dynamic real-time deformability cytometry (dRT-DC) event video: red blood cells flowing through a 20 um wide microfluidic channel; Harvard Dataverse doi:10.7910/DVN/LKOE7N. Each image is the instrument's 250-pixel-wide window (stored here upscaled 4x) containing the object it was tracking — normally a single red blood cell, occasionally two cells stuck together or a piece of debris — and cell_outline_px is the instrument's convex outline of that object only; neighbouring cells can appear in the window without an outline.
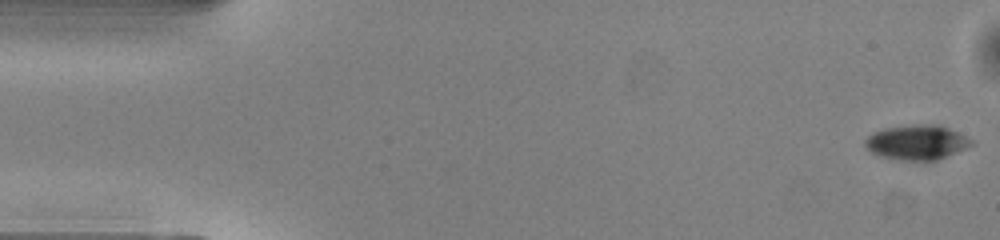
{"species": "common noctule bat (a hibernating species)", "species_latin": "Nyctalus noctula", "temperature_condition": "warm", "stored_images_in_passage": 50, "camera_frame_rate_fps": 3000, "um_per_image_px": 0.085, "animal": {"sex": "male", "body_mass_g": 13.0, "forearm_length_mm": 53.1}, "frame": {"image": 1, "passage_image": 1, "time_ms": 0.0, "image_size_px": [1000, 240], "cell_outline_px": [[976, 144], [936, 160], [896, 160], [880, 156], [872, 152], [864, 144], [864, 140], [872, 132], [884, 128], [916, 124], [940, 124], [972, 140]], "centroid_in_image_um": [77.91, 12.09], "position_along_channel_um": 7.1, "area_um2": 21.5}}
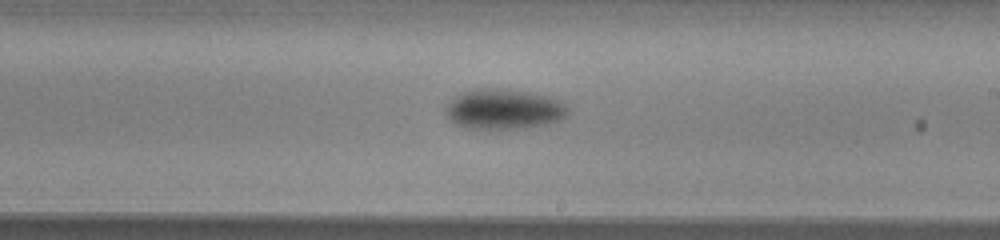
{"frame": {"image": 2, "passage_image": 29, "time_ms": 9.333, "image_size_px": [1000, 240], "cell_outline_px": [[568, 112], [564, 116], [556, 120], [544, 124], [512, 128], [468, 128], [456, 124], [448, 116], [444, 108], [460, 92], [476, 88], [508, 88], [548, 96], [560, 100], [568, 108]], "centroid_in_image_um": [42.79, 9.24], "position_along_channel_um": 246.2, "area_um2": 28.21}}
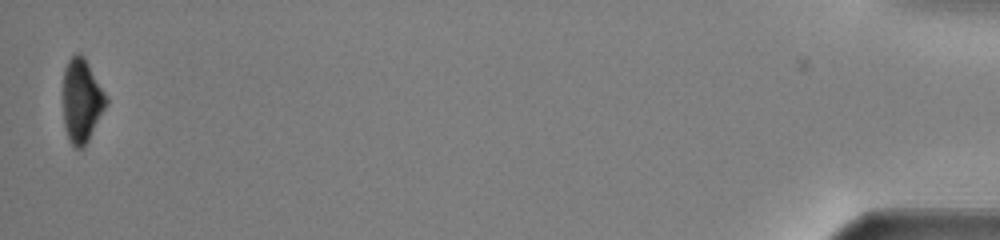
{"frame": {"image": 3, "passage_image": 50, "time_ms": 16.333, "image_size_px": [1000, 240], "cell_outline_px": [[108, 104], [88, 140], [80, 148], [76, 148], [68, 140], [64, 128], [64, 68], [68, 60], [76, 52], [80, 52], [84, 56], [104, 92], [108, 100]], "centroid_in_image_um": [6.94, 8.54], "position_along_channel_um": 428.3, "area_um2": 20.81}, "authors_computed_cell_mechanics": {"area_um2": 24.7384, "velocity_mm_per_s": 4.0541, "shape_relaxation_time_tau1_ms": 3.1102, "shape_relaxation_time_tau2_ms": null, "deformation_change_tau1": 0.1249, "deformation_change_tau2": null}}